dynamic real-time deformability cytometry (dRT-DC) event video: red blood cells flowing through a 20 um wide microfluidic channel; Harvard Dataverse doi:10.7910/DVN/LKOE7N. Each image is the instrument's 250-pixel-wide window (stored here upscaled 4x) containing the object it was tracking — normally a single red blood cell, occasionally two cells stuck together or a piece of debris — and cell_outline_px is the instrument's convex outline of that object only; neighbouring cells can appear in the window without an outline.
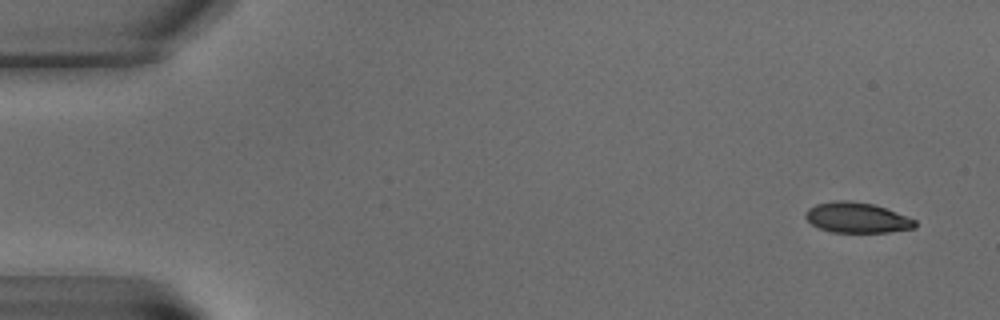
{"species": "common noctule bat (a hibernating species)", "species_latin": "Nyctalus noctula", "temperature_condition": "warm", "stored_images_in_passage": 9, "camera_frame_rate_fps": 3000, "um_per_image_px": 0.085, "animal": {"sex": "male", "body_mass_g": 15.6}, "frame": {"image": 1, "passage_image": 1, "time_ms": 0.0, "image_size_px": [1000, 320], "cell_outline_px": [[916, 228], [888, 232], [832, 232], [820, 228], [812, 224], [804, 216], [804, 212], [808, 208], [816, 204], [836, 200], [852, 200], [872, 204], [884, 208], [916, 220]], "centroid_in_image_um": [72.81, 18.5], "position_along_channel_um": 12.2, "area_um2": 19.31}}
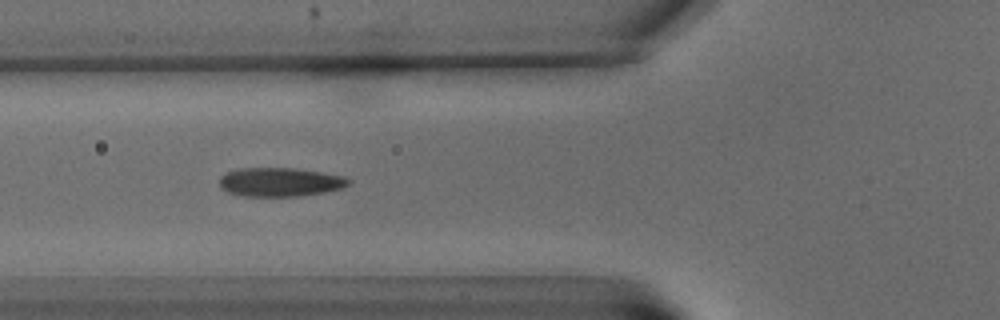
{"frame": {"image": 2, "passage_image": 7, "time_ms": 7.667, "image_size_px": [1000, 320], "cell_outline_px": [[352, 180], [344, 188], [324, 192], [300, 196], [244, 196], [228, 192], [220, 188], [220, 176], [228, 172], [240, 168], [296, 168], [344, 176]], "centroid_in_image_um": [23.82, 15.47], "position_along_channel_um": 102.0, "area_um2": 21.73}}
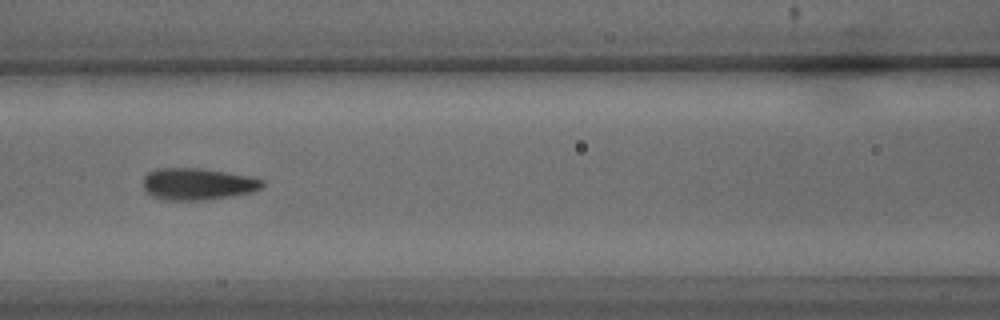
{"frame": {"image": 3, "passage_image": 8, "time_ms": 9.333, "image_size_px": [1000, 320], "cell_outline_px": [[264, 184], [260, 188], [252, 192], [204, 200], [172, 200], [152, 196], [144, 188], [144, 176], [148, 172], [156, 168], [200, 168], [248, 176], [264, 180]], "centroid_in_image_um": [16.79, 15.63], "position_along_channel_um": 149.8, "area_um2": 21.79}}